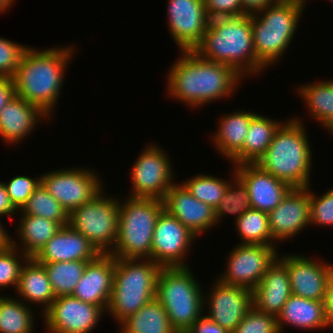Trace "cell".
Instances as JSON below:
<instances>
[{
	"label": "cell",
	"instance_id": "f546056e",
	"mask_svg": "<svg viewBox=\"0 0 333 333\" xmlns=\"http://www.w3.org/2000/svg\"><path fill=\"white\" fill-rule=\"evenodd\" d=\"M119 327L118 333H177L156 298L122 321Z\"/></svg>",
	"mask_w": 333,
	"mask_h": 333
},
{
	"label": "cell",
	"instance_id": "ffe728a7",
	"mask_svg": "<svg viewBox=\"0 0 333 333\" xmlns=\"http://www.w3.org/2000/svg\"><path fill=\"white\" fill-rule=\"evenodd\" d=\"M234 168L235 174L247 187L250 208L269 213L281 203L292 188L287 182L277 179L256 163H243Z\"/></svg>",
	"mask_w": 333,
	"mask_h": 333
},
{
	"label": "cell",
	"instance_id": "7dc6e473",
	"mask_svg": "<svg viewBox=\"0 0 333 333\" xmlns=\"http://www.w3.org/2000/svg\"><path fill=\"white\" fill-rule=\"evenodd\" d=\"M324 305L326 309V318L329 327L331 328L333 326V270L328 281Z\"/></svg>",
	"mask_w": 333,
	"mask_h": 333
},
{
	"label": "cell",
	"instance_id": "f6af8a7d",
	"mask_svg": "<svg viewBox=\"0 0 333 333\" xmlns=\"http://www.w3.org/2000/svg\"><path fill=\"white\" fill-rule=\"evenodd\" d=\"M15 94L12 78L0 76V111Z\"/></svg>",
	"mask_w": 333,
	"mask_h": 333
},
{
	"label": "cell",
	"instance_id": "44dd1931",
	"mask_svg": "<svg viewBox=\"0 0 333 333\" xmlns=\"http://www.w3.org/2000/svg\"><path fill=\"white\" fill-rule=\"evenodd\" d=\"M114 270L115 257L111 254H100L87 263L71 296L100 306L106 312L112 292Z\"/></svg>",
	"mask_w": 333,
	"mask_h": 333
},
{
	"label": "cell",
	"instance_id": "e575fe53",
	"mask_svg": "<svg viewBox=\"0 0 333 333\" xmlns=\"http://www.w3.org/2000/svg\"><path fill=\"white\" fill-rule=\"evenodd\" d=\"M232 167V178L230 179L228 187L226 188L224 196L222 197L219 205L215 208V219L217 226L218 224L222 223V219L223 217H226V215H234L236 221L250 208L247 187L244 182L235 174L234 166Z\"/></svg>",
	"mask_w": 333,
	"mask_h": 333
},
{
	"label": "cell",
	"instance_id": "4dcf8cb0",
	"mask_svg": "<svg viewBox=\"0 0 333 333\" xmlns=\"http://www.w3.org/2000/svg\"><path fill=\"white\" fill-rule=\"evenodd\" d=\"M299 86L296 94L305 101L306 111L322 125L333 114V80L313 81Z\"/></svg>",
	"mask_w": 333,
	"mask_h": 333
},
{
	"label": "cell",
	"instance_id": "83f0119b",
	"mask_svg": "<svg viewBox=\"0 0 333 333\" xmlns=\"http://www.w3.org/2000/svg\"><path fill=\"white\" fill-rule=\"evenodd\" d=\"M283 123L261 113L257 114L251 120L242 149L229 162L233 166L256 163L266 152L276 131Z\"/></svg>",
	"mask_w": 333,
	"mask_h": 333
},
{
	"label": "cell",
	"instance_id": "8fae6325",
	"mask_svg": "<svg viewBox=\"0 0 333 333\" xmlns=\"http://www.w3.org/2000/svg\"><path fill=\"white\" fill-rule=\"evenodd\" d=\"M91 167L49 170L41 174V183L48 193L70 214L90 201L105 186L102 177Z\"/></svg>",
	"mask_w": 333,
	"mask_h": 333
},
{
	"label": "cell",
	"instance_id": "f907efd6",
	"mask_svg": "<svg viewBox=\"0 0 333 333\" xmlns=\"http://www.w3.org/2000/svg\"><path fill=\"white\" fill-rule=\"evenodd\" d=\"M17 2L16 0H0V14L6 13L10 8L12 9L13 4Z\"/></svg>",
	"mask_w": 333,
	"mask_h": 333
},
{
	"label": "cell",
	"instance_id": "52a82bcc",
	"mask_svg": "<svg viewBox=\"0 0 333 333\" xmlns=\"http://www.w3.org/2000/svg\"><path fill=\"white\" fill-rule=\"evenodd\" d=\"M119 198L118 238L109 253L116 258L151 259L153 232L164 210L161 199Z\"/></svg>",
	"mask_w": 333,
	"mask_h": 333
},
{
	"label": "cell",
	"instance_id": "d4e9b609",
	"mask_svg": "<svg viewBox=\"0 0 333 333\" xmlns=\"http://www.w3.org/2000/svg\"><path fill=\"white\" fill-rule=\"evenodd\" d=\"M276 318L280 333L285 331L286 325L303 331L326 330L329 327L324 301L306 299L294 294L288 298Z\"/></svg>",
	"mask_w": 333,
	"mask_h": 333
},
{
	"label": "cell",
	"instance_id": "1f68e13d",
	"mask_svg": "<svg viewBox=\"0 0 333 333\" xmlns=\"http://www.w3.org/2000/svg\"><path fill=\"white\" fill-rule=\"evenodd\" d=\"M35 311L21 299L0 295V333H33Z\"/></svg>",
	"mask_w": 333,
	"mask_h": 333
},
{
	"label": "cell",
	"instance_id": "7c38bea8",
	"mask_svg": "<svg viewBox=\"0 0 333 333\" xmlns=\"http://www.w3.org/2000/svg\"><path fill=\"white\" fill-rule=\"evenodd\" d=\"M278 247L264 244L235 245L226 257L225 271L219 273L217 279L227 285L253 290L278 257Z\"/></svg>",
	"mask_w": 333,
	"mask_h": 333
},
{
	"label": "cell",
	"instance_id": "5b68a950",
	"mask_svg": "<svg viewBox=\"0 0 333 333\" xmlns=\"http://www.w3.org/2000/svg\"><path fill=\"white\" fill-rule=\"evenodd\" d=\"M306 4L305 0H277L265 9L250 14L256 58L266 69L278 64L284 57L295 37Z\"/></svg>",
	"mask_w": 333,
	"mask_h": 333
},
{
	"label": "cell",
	"instance_id": "d6986e66",
	"mask_svg": "<svg viewBox=\"0 0 333 333\" xmlns=\"http://www.w3.org/2000/svg\"><path fill=\"white\" fill-rule=\"evenodd\" d=\"M164 209L176 217L196 237L217 225L215 210L208 204L199 201L182 183H174L163 199Z\"/></svg>",
	"mask_w": 333,
	"mask_h": 333
},
{
	"label": "cell",
	"instance_id": "c3c4849f",
	"mask_svg": "<svg viewBox=\"0 0 333 333\" xmlns=\"http://www.w3.org/2000/svg\"><path fill=\"white\" fill-rule=\"evenodd\" d=\"M277 0H241L243 10L248 14H255L272 5Z\"/></svg>",
	"mask_w": 333,
	"mask_h": 333
},
{
	"label": "cell",
	"instance_id": "8d00e7d4",
	"mask_svg": "<svg viewBox=\"0 0 333 333\" xmlns=\"http://www.w3.org/2000/svg\"><path fill=\"white\" fill-rule=\"evenodd\" d=\"M230 180L201 173L181 182L185 188L201 202L210 205L214 210L219 205Z\"/></svg>",
	"mask_w": 333,
	"mask_h": 333
},
{
	"label": "cell",
	"instance_id": "b9f144b4",
	"mask_svg": "<svg viewBox=\"0 0 333 333\" xmlns=\"http://www.w3.org/2000/svg\"><path fill=\"white\" fill-rule=\"evenodd\" d=\"M28 47L0 36V76L13 77Z\"/></svg>",
	"mask_w": 333,
	"mask_h": 333
},
{
	"label": "cell",
	"instance_id": "f1b7e54d",
	"mask_svg": "<svg viewBox=\"0 0 333 333\" xmlns=\"http://www.w3.org/2000/svg\"><path fill=\"white\" fill-rule=\"evenodd\" d=\"M18 214L20 217L17 220L15 232L19 242H15L12 238V245L20 249L28 258H33L62 226L56 221L40 216Z\"/></svg>",
	"mask_w": 333,
	"mask_h": 333
},
{
	"label": "cell",
	"instance_id": "3957f363",
	"mask_svg": "<svg viewBox=\"0 0 333 333\" xmlns=\"http://www.w3.org/2000/svg\"><path fill=\"white\" fill-rule=\"evenodd\" d=\"M193 51L203 59L231 66L245 79L267 70L256 58L248 14L209 20L202 41Z\"/></svg>",
	"mask_w": 333,
	"mask_h": 333
},
{
	"label": "cell",
	"instance_id": "816d5d0a",
	"mask_svg": "<svg viewBox=\"0 0 333 333\" xmlns=\"http://www.w3.org/2000/svg\"><path fill=\"white\" fill-rule=\"evenodd\" d=\"M321 126L333 136V114Z\"/></svg>",
	"mask_w": 333,
	"mask_h": 333
},
{
	"label": "cell",
	"instance_id": "2e32d148",
	"mask_svg": "<svg viewBox=\"0 0 333 333\" xmlns=\"http://www.w3.org/2000/svg\"><path fill=\"white\" fill-rule=\"evenodd\" d=\"M167 25L179 51H193L209 25L204 0H167Z\"/></svg>",
	"mask_w": 333,
	"mask_h": 333
},
{
	"label": "cell",
	"instance_id": "4fadbf2b",
	"mask_svg": "<svg viewBox=\"0 0 333 333\" xmlns=\"http://www.w3.org/2000/svg\"><path fill=\"white\" fill-rule=\"evenodd\" d=\"M197 238L164 209L153 232L151 259L161 267H189L186 255Z\"/></svg>",
	"mask_w": 333,
	"mask_h": 333
},
{
	"label": "cell",
	"instance_id": "9c48e42d",
	"mask_svg": "<svg viewBox=\"0 0 333 333\" xmlns=\"http://www.w3.org/2000/svg\"><path fill=\"white\" fill-rule=\"evenodd\" d=\"M104 189L69 214V225L101 254H109L118 238L119 198L107 196Z\"/></svg>",
	"mask_w": 333,
	"mask_h": 333
},
{
	"label": "cell",
	"instance_id": "6da1fadb",
	"mask_svg": "<svg viewBox=\"0 0 333 333\" xmlns=\"http://www.w3.org/2000/svg\"><path fill=\"white\" fill-rule=\"evenodd\" d=\"M180 54L167 72L168 98L199 109L236 93L243 77L231 66L203 59L194 51Z\"/></svg>",
	"mask_w": 333,
	"mask_h": 333
},
{
	"label": "cell",
	"instance_id": "74e56055",
	"mask_svg": "<svg viewBox=\"0 0 333 333\" xmlns=\"http://www.w3.org/2000/svg\"><path fill=\"white\" fill-rule=\"evenodd\" d=\"M27 259L28 257L12 244L0 250V291L11 286L16 290L21 267Z\"/></svg>",
	"mask_w": 333,
	"mask_h": 333
},
{
	"label": "cell",
	"instance_id": "277c9868",
	"mask_svg": "<svg viewBox=\"0 0 333 333\" xmlns=\"http://www.w3.org/2000/svg\"><path fill=\"white\" fill-rule=\"evenodd\" d=\"M302 118H288L256 164L291 187L311 186L312 145Z\"/></svg>",
	"mask_w": 333,
	"mask_h": 333
},
{
	"label": "cell",
	"instance_id": "681fc988",
	"mask_svg": "<svg viewBox=\"0 0 333 333\" xmlns=\"http://www.w3.org/2000/svg\"><path fill=\"white\" fill-rule=\"evenodd\" d=\"M5 227L0 219V250L8 248L12 244V237Z\"/></svg>",
	"mask_w": 333,
	"mask_h": 333
},
{
	"label": "cell",
	"instance_id": "bcb514c9",
	"mask_svg": "<svg viewBox=\"0 0 333 333\" xmlns=\"http://www.w3.org/2000/svg\"><path fill=\"white\" fill-rule=\"evenodd\" d=\"M18 211L11 204L5 185L0 181V217L9 216L10 219H14V215L17 216Z\"/></svg>",
	"mask_w": 333,
	"mask_h": 333
},
{
	"label": "cell",
	"instance_id": "7bdbcfd3",
	"mask_svg": "<svg viewBox=\"0 0 333 333\" xmlns=\"http://www.w3.org/2000/svg\"><path fill=\"white\" fill-rule=\"evenodd\" d=\"M209 20L247 14L241 0H204Z\"/></svg>",
	"mask_w": 333,
	"mask_h": 333
},
{
	"label": "cell",
	"instance_id": "8992f818",
	"mask_svg": "<svg viewBox=\"0 0 333 333\" xmlns=\"http://www.w3.org/2000/svg\"><path fill=\"white\" fill-rule=\"evenodd\" d=\"M161 268L152 259L115 257L113 286L106 313L117 325L156 298Z\"/></svg>",
	"mask_w": 333,
	"mask_h": 333
},
{
	"label": "cell",
	"instance_id": "ac0fdd59",
	"mask_svg": "<svg viewBox=\"0 0 333 333\" xmlns=\"http://www.w3.org/2000/svg\"><path fill=\"white\" fill-rule=\"evenodd\" d=\"M268 222L277 244L310 226L309 187H292L281 203L268 213Z\"/></svg>",
	"mask_w": 333,
	"mask_h": 333
},
{
	"label": "cell",
	"instance_id": "cb8c5ba5",
	"mask_svg": "<svg viewBox=\"0 0 333 333\" xmlns=\"http://www.w3.org/2000/svg\"><path fill=\"white\" fill-rule=\"evenodd\" d=\"M252 293L253 306L258 311L277 317L292 295L287 266L279 257L268 267Z\"/></svg>",
	"mask_w": 333,
	"mask_h": 333
},
{
	"label": "cell",
	"instance_id": "5bb4252c",
	"mask_svg": "<svg viewBox=\"0 0 333 333\" xmlns=\"http://www.w3.org/2000/svg\"><path fill=\"white\" fill-rule=\"evenodd\" d=\"M105 314L100 306L68 295L56 297L39 316L45 322L46 333H89Z\"/></svg>",
	"mask_w": 333,
	"mask_h": 333
},
{
	"label": "cell",
	"instance_id": "e0dca14e",
	"mask_svg": "<svg viewBox=\"0 0 333 333\" xmlns=\"http://www.w3.org/2000/svg\"><path fill=\"white\" fill-rule=\"evenodd\" d=\"M278 257L286 264L291 292L302 298L324 301L333 264L301 254ZM315 258V259H314ZM324 261V262H323Z\"/></svg>",
	"mask_w": 333,
	"mask_h": 333
},
{
	"label": "cell",
	"instance_id": "ab89813d",
	"mask_svg": "<svg viewBox=\"0 0 333 333\" xmlns=\"http://www.w3.org/2000/svg\"><path fill=\"white\" fill-rule=\"evenodd\" d=\"M13 207L20 211L36 188L41 184V174L36 177L17 175L3 182Z\"/></svg>",
	"mask_w": 333,
	"mask_h": 333
},
{
	"label": "cell",
	"instance_id": "d590c367",
	"mask_svg": "<svg viewBox=\"0 0 333 333\" xmlns=\"http://www.w3.org/2000/svg\"><path fill=\"white\" fill-rule=\"evenodd\" d=\"M23 215L40 216L58 222L61 226L69 224V214L42 185L32 193L27 203L18 211Z\"/></svg>",
	"mask_w": 333,
	"mask_h": 333
},
{
	"label": "cell",
	"instance_id": "484cf974",
	"mask_svg": "<svg viewBox=\"0 0 333 333\" xmlns=\"http://www.w3.org/2000/svg\"><path fill=\"white\" fill-rule=\"evenodd\" d=\"M253 111L236 110L222 115L217 129L211 136L213 147L230 161L243 147L251 120L257 115Z\"/></svg>",
	"mask_w": 333,
	"mask_h": 333
},
{
	"label": "cell",
	"instance_id": "60d3db41",
	"mask_svg": "<svg viewBox=\"0 0 333 333\" xmlns=\"http://www.w3.org/2000/svg\"><path fill=\"white\" fill-rule=\"evenodd\" d=\"M232 333H280L276 316L258 311L254 306Z\"/></svg>",
	"mask_w": 333,
	"mask_h": 333
},
{
	"label": "cell",
	"instance_id": "7402d4cb",
	"mask_svg": "<svg viewBox=\"0 0 333 333\" xmlns=\"http://www.w3.org/2000/svg\"><path fill=\"white\" fill-rule=\"evenodd\" d=\"M46 120L51 119L38 106L15 94L0 111V137L6 145H17Z\"/></svg>",
	"mask_w": 333,
	"mask_h": 333
},
{
	"label": "cell",
	"instance_id": "9a60e30c",
	"mask_svg": "<svg viewBox=\"0 0 333 333\" xmlns=\"http://www.w3.org/2000/svg\"><path fill=\"white\" fill-rule=\"evenodd\" d=\"M213 282L211 290L203 293V311L209 319L232 333L253 307L252 290L227 285L218 279Z\"/></svg>",
	"mask_w": 333,
	"mask_h": 333
},
{
	"label": "cell",
	"instance_id": "ba28073f",
	"mask_svg": "<svg viewBox=\"0 0 333 333\" xmlns=\"http://www.w3.org/2000/svg\"><path fill=\"white\" fill-rule=\"evenodd\" d=\"M193 275L190 267H162L159 271L156 299L177 333H185L204 314V290Z\"/></svg>",
	"mask_w": 333,
	"mask_h": 333
},
{
	"label": "cell",
	"instance_id": "836d02e7",
	"mask_svg": "<svg viewBox=\"0 0 333 333\" xmlns=\"http://www.w3.org/2000/svg\"><path fill=\"white\" fill-rule=\"evenodd\" d=\"M90 261L42 263L55 297L71 295Z\"/></svg>",
	"mask_w": 333,
	"mask_h": 333
},
{
	"label": "cell",
	"instance_id": "603a6c76",
	"mask_svg": "<svg viewBox=\"0 0 333 333\" xmlns=\"http://www.w3.org/2000/svg\"><path fill=\"white\" fill-rule=\"evenodd\" d=\"M101 253L69 224L61 229L33 257L39 264L64 261H92Z\"/></svg>",
	"mask_w": 333,
	"mask_h": 333
},
{
	"label": "cell",
	"instance_id": "f35d334b",
	"mask_svg": "<svg viewBox=\"0 0 333 333\" xmlns=\"http://www.w3.org/2000/svg\"><path fill=\"white\" fill-rule=\"evenodd\" d=\"M310 226H333V188L317 196L309 186Z\"/></svg>",
	"mask_w": 333,
	"mask_h": 333
},
{
	"label": "cell",
	"instance_id": "d6a6232c",
	"mask_svg": "<svg viewBox=\"0 0 333 333\" xmlns=\"http://www.w3.org/2000/svg\"><path fill=\"white\" fill-rule=\"evenodd\" d=\"M235 231L240 237V244H264L276 246L269 229L268 213L249 208L235 222Z\"/></svg>",
	"mask_w": 333,
	"mask_h": 333
},
{
	"label": "cell",
	"instance_id": "4316f807",
	"mask_svg": "<svg viewBox=\"0 0 333 333\" xmlns=\"http://www.w3.org/2000/svg\"><path fill=\"white\" fill-rule=\"evenodd\" d=\"M15 291H17L15 292L17 297L21 298L29 307H33L32 304H40L41 315L56 298L44 266L33 258H28L22 265Z\"/></svg>",
	"mask_w": 333,
	"mask_h": 333
},
{
	"label": "cell",
	"instance_id": "30bf717a",
	"mask_svg": "<svg viewBox=\"0 0 333 333\" xmlns=\"http://www.w3.org/2000/svg\"><path fill=\"white\" fill-rule=\"evenodd\" d=\"M169 157L161 146L154 143L146 145L130 169V197L165 198L167 191L175 183Z\"/></svg>",
	"mask_w": 333,
	"mask_h": 333
},
{
	"label": "cell",
	"instance_id": "7a4b0ae2",
	"mask_svg": "<svg viewBox=\"0 0 333 333\" xmlns=\"http://www.w3.org/2000/svg\"><path fill=\"white\" fill-rule=\"evenodd\" d=\"M74 50V45H55L43 50L30 45L12 77L16 95L38 106L52 119Z\"/></svg>",
	"mask_w": 333,
	"mask_h": 333
},
{
	"label": "cell",
	"instance_id": "ee69618b",
	"mask_svg": "<svg viewBox=\"0 0 333 333\" xmlns=\"http://www.w3.org/2000/svg\"><path fill=\"white\" fill-rule=\"evenodd\" d=\"M185 333H231L218 323L209 319L205 314L201 315Z\"/></svg>",
	"mask_w": 333,
	"mask_h": 333
}]
</instances>
